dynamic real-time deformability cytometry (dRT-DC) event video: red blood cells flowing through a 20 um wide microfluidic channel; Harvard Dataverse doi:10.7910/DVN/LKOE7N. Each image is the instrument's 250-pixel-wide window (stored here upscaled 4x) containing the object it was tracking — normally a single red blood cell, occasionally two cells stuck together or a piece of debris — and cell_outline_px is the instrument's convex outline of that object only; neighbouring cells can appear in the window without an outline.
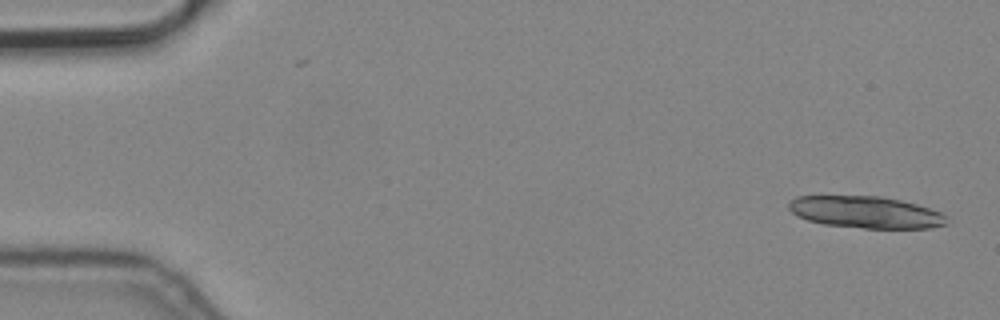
{"species": "common noctule bat (a hibernating species)", "species_latin": "Nyctalus noctula", "temperature_condition": "cold", "stored_images_in_passage": 5, "camera_frame_rate_fps": 3000, "um_per_image_px": 0.085, "animal": {"sex": "male", "body_mass_g": 19.2, "forearm_length_mm": 51.8}, "frame": {"image": 1, "passage_image": 1, "time_ms": 0.0, "image_size_px": [1000, 320], "cell_outline_px": [[952, 220], [948, 224], [928, 228], [864, 228], [824, 224], [808, 220], [796, 216], [788, 208], [788, 204], [796, 196], [880, 196], [900, 200], [916, 204], [940, 212], [948, 216]], "centroid_in_image_um": [73.62, 18.04], "position_along_channel_um": 11.4, "area_um2": 29.42}}
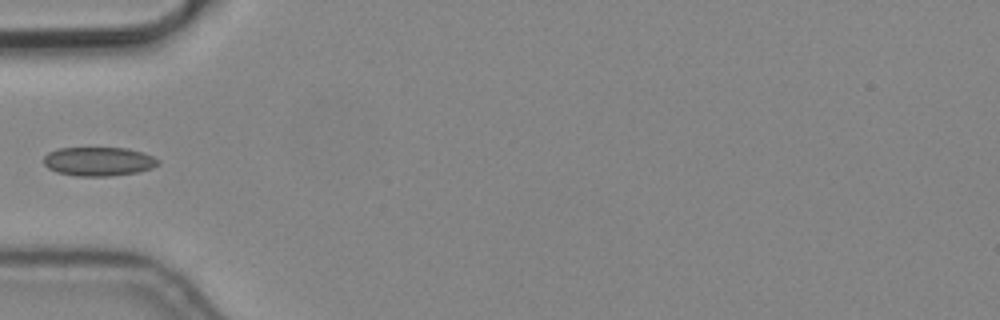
{"frame": {"image": 2, "passage_image": 5, "time_ms": 1.333, "image_size_px": [1000, 320], "cell_outline_px": [[160, 164], [152, 168], [136, 172], [112, 176], [76, 176], [56, 172], [48, 168], [44, 164], [44, 156], [48, 152], [56, 148], [128, 148], [144, 152], [160, 160]], "centroid_in_image_um": [8.38, 13.72], "position_along_channel_um": 76.6, "area_um2": 19.48}}